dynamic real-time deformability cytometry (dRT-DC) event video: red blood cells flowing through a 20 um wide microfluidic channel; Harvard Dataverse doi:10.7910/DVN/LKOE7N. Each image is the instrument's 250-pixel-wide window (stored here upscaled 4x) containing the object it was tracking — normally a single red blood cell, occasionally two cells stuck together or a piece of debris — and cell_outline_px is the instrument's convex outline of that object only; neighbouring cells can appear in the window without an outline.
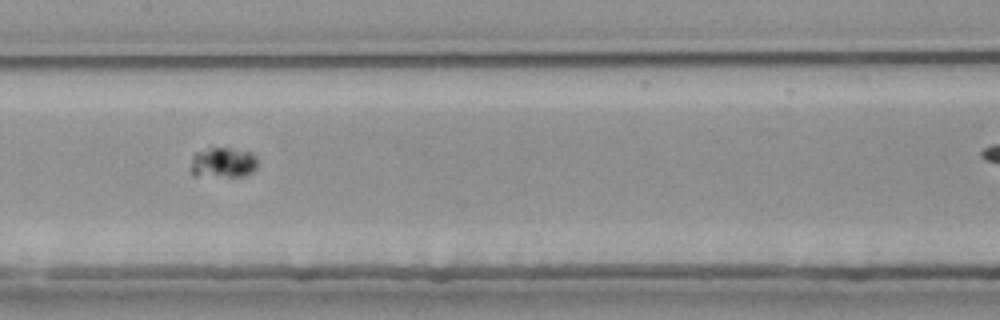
{"species": "common noctule bat (a hibernating species)", "species_latin": "Nyctalus noctula", "temperature_condition": "room temperature", "stored_images_in_passage": 28, "camera_frame_rate_fps": 3000, "um_per_image_px": 0.085, "animal": {"sex": "female", "body_mass_g": 25.1}, "frame": {"image": 1, "passage_image": 13, "time_ms": 4.0, "image_size_px": [1000, 320], "cell_outline_px": [[256, 168], [252, 172], [244, 176], [192, 176], [192, 156], [196, 152], [208, 148], [232, 148], [252, 152], [256, 156]], "centroid_in_image_um": [18.97, 13.82], "position_along_channel_um": 188.4, "area_um2": 11.85}}